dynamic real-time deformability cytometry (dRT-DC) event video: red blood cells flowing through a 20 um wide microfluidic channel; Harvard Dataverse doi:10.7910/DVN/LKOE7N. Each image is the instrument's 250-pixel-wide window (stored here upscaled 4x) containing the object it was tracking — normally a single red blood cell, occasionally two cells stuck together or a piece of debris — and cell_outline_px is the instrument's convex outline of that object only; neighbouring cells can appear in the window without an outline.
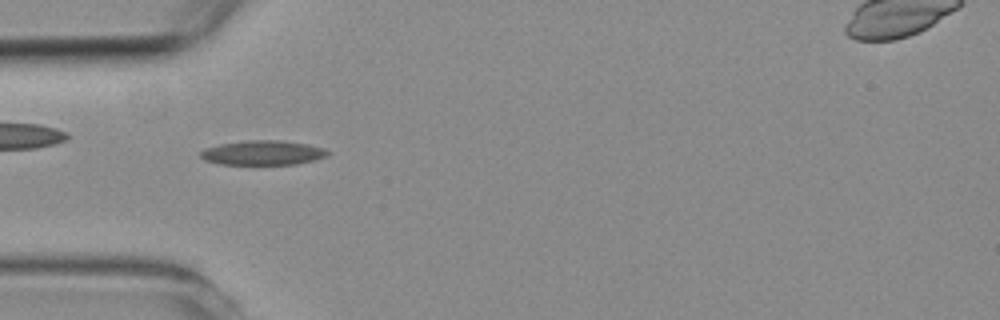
{"species": "common noctule bat (a hibernating species)", "species_latin": "Nyctalus noctula", "temperature_condition": "room temperature", "stored_images_in_passage": 8, "camera_frame_rate_fps": 3000, "um_per_image_px": 0.085, "animal": {"sex": "female", "body_mass_g": 19.3, "forearm_length_mm": 54.1}, "frame": {"image": 1, "passage_image": 5, "time_ms": 6.333, "image_size_px": [1000, 320], "cell_outline_px": [[332, 152], [328, 156], [296, 164], [220, 164], [204, 160], [200, 156], [200, 152], [208, 148], [220, 144], [252, 140], [276, 140], [308, 144], [324, 148]], "centroid_in_image_um": [22.38, 12.99], "position_along_channel_um": 62.6, "area_um2": 17.98}}
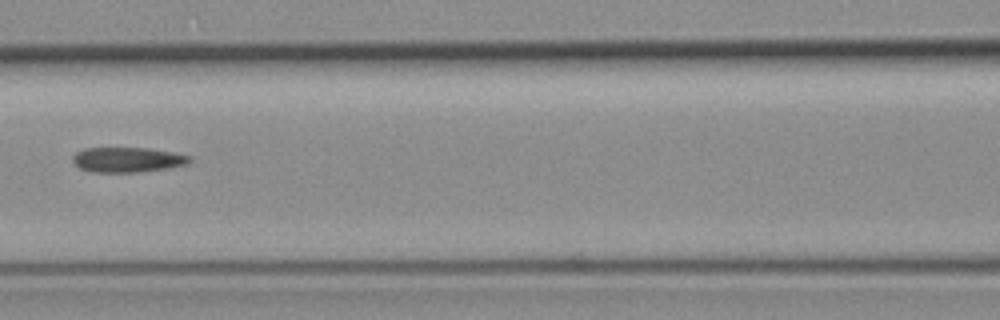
{"frame": {"image": 2, "passage_image": 7, "time_ms": 8.667, "image_size_px": [1000, 320], "cell_outline_px": [[192, 160], [188, 164], [164, 168], [136, 172], [92, 172], [80, 168], [72, 160], [72, 156], [76, 152], [84, 148], [148, 148], [172, 152], [192, 156]], "centroid_in_image_um": [10.83, 13.57], "position_along_channel_um": 155.8, "area_um2": 16.94}}
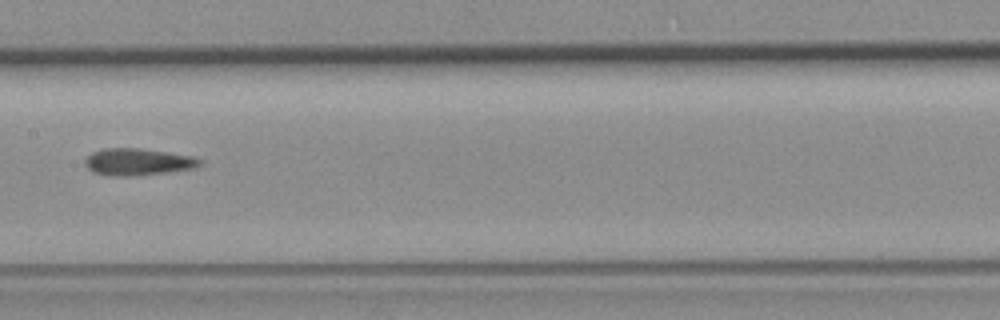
{"frame": {"image": 3, "passage_image": 8, "time_ms": 9.667, "image_size_px": [1000, 320], "cell_outline_px": [[204, 164], [196, 168], [168, 172], [128, 176], [116, 176], [96, 172], [88, 168], [84, 164], [84, 160], [92, 152], [104, 148], [136, 148], [196, 156], [204, 160]], "centroid_in_image_um": [11.8, 13.75], "position_along_channel_um": 195.6, "area_um2": 18.03}}